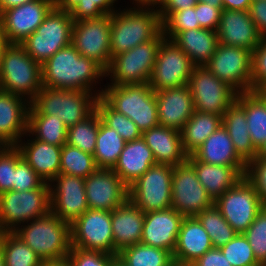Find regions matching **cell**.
Listing matches in <instances>:
<instances>
[{"label": "cell", "mask_w": 266, "mask_h": 266, "mask_svg": "<svg viewBox=\"0 0 266 266\" xmlns=\"http://www.w3.org/2000/svg\"><path fill=\"white\" fill-rule=\"evenodd\" d=\"M195 111L223 116L236 101L238 92L228 83L218 79L206 66H195L188 81Z\"/></svg>", "instance_id": "7c38bea8"}, {"label": "cell", "mask_w": 266, "mask_h": 266, "mask_svg": "<svg viewBox=\"0 0 266 266\" xmlns=\"http://www.w3.org/2000/svg\"><path fill=\"white\" fill-rule=\"evenodd\" d=\"M184 216L174 208L146 212L140 243L168 250H175L178 233Z\"/></svg>", "instance_id": "44dd1931"}, {"label": "cell", "mask_w": 266, "mask_h": 266, "mask_svg": "<svg viewBox=\"0 0 266 266\" xmlns=\"http://www.w3.org/2000/svg\"><path fill=\"white\" fill-rule=\"evenodd\" d=\"M155 99L158 123L164 127L181 131L195 111L188 85L156 91Z\"/></svg>", "instance_id": "7402d4cb"}, {"label": "cell", "mask_w": 266, "mask_h": 266, "mask_svg": "<svg viewBox=\"0 0 266 266\" xmlns=\"http://www.w3.org/2000/svg\"><path fill=\"white\" fill-rule=\"evenodd\" d=\"M49 186L50 211L62 221L71 225L89 209L84 178L60 173Z\"/></svg>", "instance_id": "ac0fdd59"}, {"label": "cell", "mask_w": 266, "mask_h": 266, "mask_svg": "<svg viewBox=\"0 0 266 266\" xmlns=\"http://www.w3.org/2000/svg\"><path fill=\"white\" fill-rule=\"evenodd\" d=\"M222 125L229 133L238 156L248 164L257 156L249 134L245 108L236 100L223 114Z\"/></svg>", "instance_id": "d6a6232c"}, {"label": "cell", "mask_w": 266, "mask_h": 266, "mask_svg": "<svg viewBox=\"0 0 266 266\" xmlns=\"http://www.w3.org/2000/svg\"><path fill=\"white\" fill-rule=\"evenodd\" d=\"M205 66L238 93L252 91V52L250 50L219 43Z\"/></svg>", "instance_id": "4fadbf2b"}, {"label": "cell", "mask_w": 266, "mask_h": 266, "mask_svg": "<svg viewBox=\"0 0 266 266\" xmlns=\"http://www.w3.org/2000/svg\"><path fill=\"white\" fill-rule=\"evenodd\" d=\"M245 177L257 189L263 206H266V160L255 157L247 164Z\"/></svg>", "instance_id": "816d5d0a"}, {"label": "cell", "mask_w": 266, "mask_h": 266, "mask_svg": "<svg viewBox=\"0 0 266 266\" xmlns=\"http://www.w3.org/2000/svg\"><path fill=\"white\" fill-rule=\"evenodd\" d=\"M142 138L152 150L157 164L176 166L188 158L179 130L158 125L143 131Z\"/></svg>", "instance_id": "4316f807"}, {"label": "cell", "mask_w": 266, "mask_h": 266, "mask_svg": "<svg viewBox=\"0 0 266 266\" xmlns=\"http://www.w3.org/2000/svg\"><path fill=\"white\" fill-rule=\"evenodd\" d=\"M155 164L157 163L152 150L146 145L144 139L140 137L126 142L112 170L129 187Z\"/></svg>", "instance_id": "f546056e"}, {"label": "cell", "mask_w": 266, "mask_h": 266, "mask_svg": "<svg viewBox=\"0 0 266 266\" xmlns=\"http://www.w3.org/2000/svg\"><path fill=\"white\" fill-rule=\"evenodd\" d=\"M161 24L163 35L169 40H172L178 33L184 30L201 28L195 6L171 12Z\"/></svg>", "instance_id": "bcb514c9"}, {"label": "cell", "mask_w": 266, "mask_h": 266, "mask_svg": "<svg viewBox=\"0 0 266 266\" xmlns=\"http://www.w3.org/2000/svg\"><path fill=\"white\" fill-rule=\"evenodd\" d=\"M207 231L213 248H220L232 240L237 232L224 219L220 210L213 204L195 216Z\"/></svg>", "instance_id": "60d3db41"}, {"label": "cell", "mask_w": 266, "mask_h": 266, "mask_svg": "<svg viewBox=\"0 0 266 266\" xmlns=\"http://www.w3.org/2000/svg\"><path fill=\"white\" fill-rule=\"evenodd\" d=\"M194 67L189 56L165 38L159 46L149 85L154 92L187 85Z\"/></svg>", "instance_id": "9a60e30c"}, {"label": "cell", "mask_w": 266, "mask_h": 266, "mask_svg": "<svg viewBox=\"0 0 266 266\" xmlns=\"http://www.w3.org/2000/svg\"><path fill=\"white\" fill-rule=\"evenodd\" d=\"M187 160L194 166L199 182L215 202L246 174L247 166L211 165L197 161L192 155Z\"/></svg>", "instance_id": "83f0119b"}, {"label": "cell", "mask_w": 266, "mask_h": 266, "mask_svg": "<svg viewBox=\"0 0 266 266\" xmlns=\"http://www.w3.org/2000/svg\"><path fill=\"white\" fill-rule=\"evenodd\" d=\"M172 41L189 56L195 66H205L219 44L217 32L205 28L184 30Z\"/></svg>", "instance_id": "1f68e13d"}, {"label": "cell", "mask_w": 266, "mask_h": 266, "mask_svg": "<svg viewBox=\"0 0 266 266\" xmlns=\"http://www.w3.org/2000/svg\"><path fill=\"white\" fill-rule=\"evenodd\" d=\"M117 257L127 266H172L174 264L173 256L168 250L142 243L124 248Z\"/></svg>", "instance_id": "74e56055"}, {"label": "cell", "mask_w": 266, "mask_h": 266, "mask_svg": "<svg viewBox=\"0 0 266 266\" xmlns=\"http://www.w3.org/2000/svg\"><path fill=\"white\" fill-rule=\"evenodd\" d=\"M55 89L43 87L30 102L28 114L56 115L67 126L87 119L96 111V102L101 90Z\"/></svg>", "instance_id": "7a4b0ae2"}, {"label": "cell", "mask_w": 266, "mask_h": 266, "mask_svg": "<svg viewBox=\"0 0 266 266\" xmlns=\"http://www.w3.org/2000/svg\"><path fill=\"white\" fill-rule=\"evenodd\" d=\"M252 91L266 85V37L252 51Z\"/></svg>", "instance_id": "f5cc1de1"}, {"label": "cell", "mask_w": 266, "mask_h": 266, "mask_svg": "<svg viewBox=\"0 0 266 266\" xmlns=\"http://www.w3.org/2000/svg\"><path fill=\"white\" fill-rule=\"evenodd\" d=\"M165 39L162 30L152 39L111 57L105 70L109 85H132L149 83L159 46Z\"/></svg>", "instance_id": "52a82bcc"}, {"label": "cell", "mask_w": 266, "mask_h": 266, "mask_svg": "<svg viewBox=\"0 0 266 266\" xmlns=\"http://www.w3.org/2000/svg\"><path fill=\"white\" fill-rule=\"evenodd\" d=\"M16 168V145L0 146V194L11 191Z\"/></svg>", "instance_id": "f907efd6"}, {"label": "cell", "mask_w": 266, "mask_h": 266, "mask_svg": "<svg viewBox=\"0 0 266 266\" xmlns=\"http://www.w3.org/2000/svg\"><path fill=\"white\" fill-rule=\"evenodd\" d=\"M101 97L114 110L133 120L141 132L159 125L155 92L149 83L105 85Z\"/></svg>", "instance_id": "8992f818"}, {"label": "cell", "mask_w": 266, "mask_h": 266, "mask_svg": "<svg viewBox=\"0 0 266 266\" xmlns=\"http://www.w3.org/2000/svg\"><path fill=\"white\" fill-rule=\"evenodd\" d=\"M117 0H54L55 7L69 12L74 21L88 20L112 14Z\"/></svg>", "instance_id": "ab89813d"}, {"label": "cell", "mask_w": 266, "mask_h": 266, "mask_svg": "<svg viewBox=\"0 0 266 266\" xmlns=\"http://www.w3.org/2000/svg\"><path fill=\"white\" fill-rule=\"evenodd\" d=\"M125 144L126 141L117 131L105 125L99 116V130L93 154L97 168L112 169Z\"/></svg>", "instance_id": "8d00e7d4"}, {"label": "cell", "mask_w": 266, "mask_h": 266, "mask_svg": "<svg viewBox=\"0 0 266 266\" xmlns=\"http://www.w3.org/2000/svg\"><path fill=\"white\" fill-rule=\"evenodd\" d=\"M201 28L217 31L223 8L211 6L208 3L198 2L195 5Z\"/></svg>", "instance_id": "db71d44e"}, {"label": "cell", "mask_w": 266, "mask_h": 266, "mask_svg": "<svg viewBox=\"0 0 266 266\" xmlns=\"http://www.w3.org/2000/svg\"><path fill=\"white\" fill-rule=\"evenodd\" d=\"M191 266H231L220 248H212L197 259Z\"/></svg>", "instance_id": "9f6ffc18"}, {"label": "cell", "mask_w": 266, "mask_h": 266, "mask_svg": "<svg viewBox=\"0 0 266 266\" xmlns=\"http://www.w3.org/2000/svg\"><path fill=\"white\" fill-rule=\"evenodd\" d=\"M43 182L33 168L22 158L19 149L16 147V168L12 190L20 192L33 190Z\"/></svg>", "instance_id": "c3c4849f"}, {"label": "cell", "mask_w": 266, "mask_h": 266, "mask_svg": "<svg viewBox=\"0 0 266 266\" xmlns=\"http://www.w3.org/2000/svg\"><path fill=\"white\" fill-rule=\"evenodd\" d=\"M197 161L221 166H247L236 153L229 133L221 125L192 154Z\"/></svg>", "instance_id": "4dcf8cb0"}, {"label": "cell", "mask_w": 266, "mask_h": 266, "mask_svg": "<svg viewBox=\"0 0 266 266\" xmlns=\"http://www.w3.org/2000/svg\"><path fill=\"white\" fill-rule=\"evenodd\" d=\"M145 213L129 199L111 211L114 255L126 247L140 243Z\"/></svg>", "instance_id": "d4e9b609"}, {"label": "cell", "mask_w": 266, "mask_h": 266, "mask_svg": "<svg viewBox=\"0 0 266 266\" xmlns=\"http://www.w3.org/2000/svg\"><path fill=\"white\" fill-rule=\"evenodd\" d=\"M84 181L89 209L112 211L129 199V187L112 169L97 168Z\"/></svg>", "instance_id": "ffe728a7"}, {"label": "cell", "mask_w": 266, "mask_h": 266, "mask_svg": "<svg viewBox=\"0 0 266 266\" xmlns=\"http://www.w3.org/2000/svg\"><path fill=\"white\" fill-rule=\"evenodd\" d=\"M50 212V186L43 182L28 191H7L0 194V232H14L21 224Z\"/></svg>", "instance_id": "ba28073f"}, {"label": "cell", "mask_w": 266, "mask_h": 266, "mask_svg": "<svg viewBox=\"0 0 266 266\" xmlns=\"http://www.w3.org/2000/svg\"><path fill=\"white\" fill-rule=\"evenodd\" d=\"M171 187V208L184 217L196 216L214 204L199 182L194 166L188 160L173 166Z\"/></svg>", "instance_id": "2e32d148"}, {"label": "cell", "mask_w": 266, "mask_h": 266, "mask_svg": "<svg viewBox=\"0 0 266 266\" xmlns=\"http://www.w3.org/2000/svg\"><path fill=\"white\" fill-rule=\"evenodd\" d=\"M197 3L198 0H164L159 8H157L160 21L162 22L171 12L194 7Z\"/></svg>", "instance_id": "6f0895ef"}, {"label": "cell", "mask_w": 266, "mask_h": 266, "mask_svg": "<svg viewBox=\"0 0 266 266\" xmlns=\"http://www.w3.org/2000/svg\"><path fill=\"white\" fill-rule=\"evenodd\" d=\"M133 5L136 7H153L156 9L162 4L164 0H132ZM135 1V2H134ZM158 5V6H157Z\"/></svg>", "instance_id": "94428289"}, {"label": "cell", "mask_w": 266, "mask_h": 266, "mask_svg": "<svg viewBox=\"0 0 266 266\" xmlns=\"http://www.w3.org/2000/svg\"><path fill=\"white\" fill-rule=\"evenodd\" d=\"M27 224V225H26ZM21 225L14 232L38 255L42 262L66 259L71 250L70 224L51 211Z\"/></svg>", "instance_id": "277c9868"}, {"label": "cell", "mask_w": 266, "mask_h": 266, "mask_svg": "<svg viewBox=\"0 0 266 266\" xmlns=\"http://www.w3.org/2000/svg\"><path fill=\"white\" fill-rule=\"evenodd\" d=\"M221 125V115L194 111L192 117L181 130L184 151L188 155H191Z\"/></svg>", "instance_id": "836d02e7"}, {"label": "cell", "mask_w": 266, "mask_h": 266, "mask_svg": "<svg viewBox=\"0 0 266 266\" xmlns=\"http://www.w3.org/2000/svg\"><path fill=\"white\" fill-rule=\"evenodd\" d=\"M198 2H204V3H208L211 6L223 8L222 0H198Z\"/></svg>", "instance_id": "03108f58"}, {"label": "cell", "mask_w": 266, "mask_h": 266, "mask_svg": "<svg viewBox=\"0 0 266 266\" xmlns=\"http://www.w3.org/2000/svg\"><path fill=\"white\" fill-rule=\"evenodd\" d=\"M41 266H72L68 259H63L59 261H49V262H43Z\"/></svg>", "instance_id": "be15d7a7"}, {"label": "cell", "mask_w": 266, "mask_h": 266, "mask_svg": "<svg viewBox=\"0 0 266 266\" xmlns=\"http://www.w3.org/2000/svg\"><path fill=\"white\" fill-rule=\"evenodd\" d=\"M42 88V65L20 44H9L1 61L0 90L19 95L30 103Z\"/></svg>", "instance_id": "5b68a950"}, {"label": "cell", "mask_w": 266, "mask_h": 266, "mask_svg": "<svg viewBox=\"0 0 266 266\" xmlns=\"http://www.w3.org/2000/svg\"><path fill=\"white\" fill-rule=\"evenodd\" d=\"M96 112L101 121L109 128L116 130L126 142L142 137V132L134 121L114 110L101 96L96 102Z\"/></svg>", "instance_id": "b9f144b4"}, {"label": "cell", "mask_w": 266, "mask_h": 266, "mask_svg": "<svg viewBox=\"0 0 266 266\" xmlns=\"http://www.w3.org/2000/svg\"><path fill=\"white\" fill-rule=\"evenodd\" d=\"M99 130V114L95 111L87 119L68 127L67 144L83 152L94 154Z\"/></svg>", "instance_id": "ee69618b"}, {"label": "cell", "mask_w": 266, "mask_h": 266, "mask_svg": "<svg viewBox=\"0 0 266 266\" xmlns=\"http://www.w3.org/2000/svg\"><path fill=\"white\" fill-rule=\"evenodd\" d=\"M74 19L66 11L55 6L43 22L20 45L39 64H43L57 51L72 43Z\"/></svg>", "instance_id": "9c48e42d"}, {"label": "cell", "mask_w": 266, "mask_h": 266, "mask_svg": "<svg viewBox=\"0 0 266 266\" xmlns=\"http://www.w3.org/2000/svg\"><path fill=\"white\" fill-rule=\"evenodd\" d=\"M173 166L152 165L129 186V200L144 213L171 208Z\"/></svg>", "instance_id": "30bf717a"}, {"label": "cell", "mask_w": 266, "mask_h": 266, "mask_svg": "<svg viewBox=\"0 0 266 266\" xmlns=\"http://www.w3.org/2000/svg\"><path fill=\"white\" fill-rule=\"evenodd\" d=\"M212 248L211 239L199 220L195 216L184 217L172 254L174 263L191 265Z\"/></svg>", "instance_id": "484cf974"}, {"label": "cell", "mask_w": 266, "mask_h": 266, "mask_svg": "<svg viewBox=\"0 0 266 266\" xmlns=\"http://www.w3.org/2000/svg\"><path fill=\"white\" fill-rule=\"evenodd\" d=\"M71 247L114 255L111 211L88 209L70 225Z\"/></svg>", "instance_id": "e0dca14e"}, {"label": "cell", "mask_w": 266, "mask_h": 266, "mask_svg": "<svg viewBox=\"0 0 266 266\" xmlns=\"http://www.w3.org/2000/svg\"><path fill=\"white\" fill-rule=\"evenodd\" d=\"M220 250L231 266H261L244 234L237 233L226 245L220 247Z\"/></svg>", "instance_id": "f6af8a7d"}, {"label": "cell", "mask_w": 266, "mask_h": 266, "mask_svg": "<svg viewBox=\"0 0 266 266\" xmlns=\"http://www.w3.org/2000/svg\"><path fill=\"white\" fill-rule=\"evenodd\" d=\"M9 41L6 39V35L4 33V30L2 28L1 22H0V67H1V61L2 57L4 55V50L9 45Z\"/></svg>", "instance_id": "6125c7cd"}, {"label": "cell", "mask_w": 266, "mask_h": 266, "mask_svg": "<svg viewBox=\"0 0 266 266\" xmlns=\"http://www.w3.org/2000/svg\"><path fill=\"white\" fill-rule=\"evenodd\" d=\"M34 0H1L0 1V13L6 9H10L13 7H17L27 2H31Z\"/></svg>", "instance_id": "91938a15"}, {"label": "cell", "mask_w": 266, "mask_h": 266, "mask_svg": "<svg viewBox=\"0 0 266 266\" xmlns=\"http://www.w3.org/2000/svg\"><path fill=\"white\" fill-rule=\"evenodd\" d=\"M236 100L245 108L252 144L258 151L266 142V105L253 91L238 93Z\"/></svg>", "instance_id": "e575fe53"}, {"label": "cell", "mask_w": 266, "mask_h": 266, "mask_svg": "<svg viewBox=\"0 0 266 266\" xmlns=\"http://www.w3.org/2000/svg\"><path fill=\"white\" fill-rule=\"evenodd\" d=\"M67 132L68 127L56 115L28 114V132L24 136L62 146L67 143Z\"/></svg>", "instance_id": "d590c367"}, {"label": "cell", "mask_w": 266, "mask_h": 266, "mask_svg": "<svg viewBox=\"0 0 266 266\" xmlns=\"http://www.w3.org/2000/svg\"><path fill=\"white\" fill-rule=\"evenodd\" d=\"M111 57L152 40L162 24L157 9L130 7L111 14Z\"/></svg>", "instance_id": "3957f363"}, {"label": "cell", "mask_w": 266, "mask_h": 266, "mask_svg": "<svg viewBox=\"0 0 266 266\" xmlns=\"http://www.w3.org/2000/svg\"><path fill=\"white\" fill-rule=\"evenodd\" d=\"M260 159L266 160V142L261 146V148L257 151V156Z\"/></svg>", "instance_id": "003e7915"}, {"label": "cell", "mask_w": 266, "mask_h": 266, "mask_svg": "<svg viewBox=\"0 0 266 266\" xmlns=\"http://www.w3.org/2000/svg\"><path fill=\"white\" fill-rule=\"evenodd\" d=\"M112 266H127L125 263H123L122 260H120L117 256L113 259Z\"/></svg>", "instance_id": "a7ac6f4b"}, {"label": "cell", "mask_w": 266, "mask_h": 266, "mask_svg": "<svg viewBox=\"0 0 266 266\" xmlns=\"http://www.w3.org/2000/svg\"><path fill=\"white\" fill-rule=\"evenodd\" d=\"M30 103L23 97L0 90V145H16L28 132Z\"/></svg>", "instance_id": "cb8c5ba5"}, {"label": "cell", "mask_w": 266, "mask_h": 266, "mask_svg": "<svg viewBox=\"0 0 266 266\" xmlns=\"http://www.w3.org/2000/svg\"><path fill=\"white\" fill-rule=\"evenodd\" d=\"M214 205L239 234L247 230L264 207L257 189L245 176L221 195Z\"/></svg>", "instance_id": "8fae6325"}, {"label": "cell", "mask_w": 266, "mask_h": 266, "mask_svg": "<svg viewBox=\"0 0 266 266\" xmlns=\"http://www.w3.org/2000/svg\"><path fill=\"white\" fill-rule=\"evenodd\" d=\"M261 266H266V206H264L253 223L243 233Z\"/></svg>", "instance_id": "7dc6e473"}, {"label": "cell", "mask_w": 266, "mask_h": 266, "mask_svg": "<svg viewBox=\"0 0 266 266\" xmlns=\"http://www.w3.org/2000/svg\"><path fill=\"white\" fill-rule=\"evenodd\" d=\"M111 14L74 21L72 45L78 53L90 58L106 70L111 60Z\"/></svg>", "instance_id": "5bb4252c"}, {"label": "cell", "mask_w": 266, "mask_h": 266, "mask_svg": "<svg viewBox=\"0 0 266 266\" xmlns=\"http://www.w3.org/2000/svg\"><path fill=\"white\" fill-rule=\"evenodd\" d=\"M172 266H191V265H181V264L174 263Z\"/></svg>", "instance_id": "2644e50d"}, {"label": "cell", "mask_w": 266, "mask_h": 266, "mask_svg": "<svg viewBox=\"0 0 266 266\" xmlns=\"http://www.w3.org/2000/svg\"><path fill=\"white\" fill-rule=\"evenodd\" d=\"M0 266H5V261L3 257L2 247L0 246Z\"/></svg>", "instance_id": "89a4df30"}, {"label": "cell", "mask_w": 266, "mask_h": 266, "mask_svg": "<svg viewBox=\"0 0 266 266\" xmlns=\"http://www.w3.org/2000/svg\"><path fill=\"white\" fill-rule=\"evenodd\" d=\"M216 32L220 44L245 48L251 52L262 39L248 11L223 9Z\"/></svg>", "instance_id": "603a6c76"}, {"label": "cell", "mask_w": 266, "mask_h": 266, "mask_svg": "<svg viewBox=\"0 0 266 266\" xmlns=\"http://www.w3.org/2000/svg\"><path fill=\"white\" fill-rule=\"evenodd\" d=\"M253 0H222L223 9L248 11Z\"/></svg>", "instance_id": "680465c9"}, {"label": "cell", "mask_w": 266, "mask_h": 266, "mask_svg": "<svg viewBox=\"0 0 266 266\" xmlns=\"http://www.w3.org/2000/svg\"><path fill=\"white\" fill-rule=\"evenodd\" d=\"M5 266H41L38 255L15 232H0Z\"/></svg>", "instance_id": "f35d334b"}, {"label": "cell", "mask_w": 266, "mask_h": 266, "mask_svg": "<svg viewBox=\"0 0 266 266\" xmlns=\"http://www.w3.org/2000/svg\"><path fill=\"white\" fill-rule=\"evenodd\" d=\"M22 158L46 183L60 174L61 147L45 143L34 137L25 143L22 139L16 144Z\"/></svg>", "instance_id": "f1b7e54d"}, {"label": "cell", "mask_w": 266, "mask_h": 266, "mask_svg": "<svg viewBox=\"0 0 266 266\" xmlns=\"http://www.w3.org/2000/svg\"><path fill=\"white\" fill-rule=\"evenodd\" d=\"M116 256L103 251L71 247L67 259L72 266H112Z\"/></svg>", "instance_id": "681fc988"}, {"label": "cell", "mask_w": 266, "mask_h": 266, "mask_svg": "<svg viewBox=\"0 0 266 266\" xmlns=\"http://www.w3.org/2000/svg\"><path fill=\"white\" fill-rule=\"evenodd\" d=\"M54 0H34L0 13V22L10 44H21L43 22Z\"/></svg>", "instance_id": "d6986e66"}, {"label": "cell", "mask_w": 266, "mask_h": 266, "mask_svg": "<svg viewBox=\"0 0 266 266\" xmlns=\"http://www.w3.org/2000/svg\"><path fill=\"white\" fill-rule=\"evenodd\" d=\"M97 169L92 154L83 152L79 148L67 143L61 147L60 173L87 178Z\"/></svg>", "instance_id": "7bdbcfd3"}, {"label": "cell", "mask_w": 266, "mask_h": 266, "mask_svg": "<svg viewBox=\"0 0 266 266\" xmlns=\"http://www.w3.org/2000/svg\"><path fill=\"white\" fill-rule=\"evenodd\" d=\"M253 92L264 102L266 105V85L254 89Z\"/></svg>", "instance_id": "e7e4bbea"}, {"label": "cell", "mask_w": 266, "mask_h": 266, "mask_svg": "<svg viewBox=\"0 0 266 266\" xmlns=\"http://www.w3.org/2000/svg\"><path fill=\"white\" fill-rule=\"evenodd\" d=\"M248 13L261 37H266V0H253Z\"/></svg>", "instance_id": "11a10c76"}, {"label": "cell", "mask_w": 266, "mask_h": 266, "mask_svg": "<svg viewBox=\"0 0 266 266\" xmlns=\"http://www.w3.org/2000/svg\"><path fill=\"white\" fill-rule=\"evenodd\" d=\"M104 77L105 70L92 59L81 56L72 44L42 64V85L46 88L93 92Z\"/></svg>", "instance_id": "6da1fadb"}]
</instances>
